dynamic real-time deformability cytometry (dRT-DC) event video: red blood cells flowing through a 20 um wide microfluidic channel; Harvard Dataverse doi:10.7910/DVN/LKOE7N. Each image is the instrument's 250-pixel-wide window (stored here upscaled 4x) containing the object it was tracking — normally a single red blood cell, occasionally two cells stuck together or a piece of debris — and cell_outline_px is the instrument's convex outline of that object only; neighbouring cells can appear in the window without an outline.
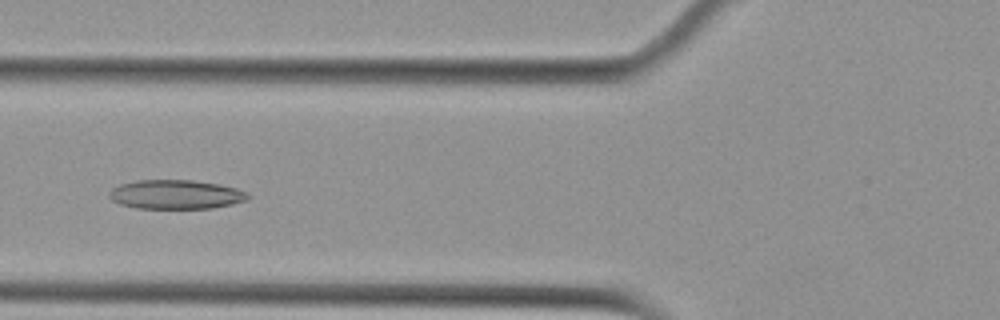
{"species": "Egyptian fruit bat (a non-hibernating species)", "species_latin": "Rousettus aegyptiacus", "temperature_condition": "cold", "stored_images_in_passage": 39, "camera_frame_rate_fps": 3000, "um_per_image_px": 0.085, "animal": {"sex": "female"}, "frame": {"image": 1, "passage_image": 11, "time_ms": 3.333, "image_size_px": [1000, 320], "cell_outline_px": [[252, 196], [248, 200], [232, 204], [212, 208], [136, 208], [120, 204], [112, 200], [108, 196], [108, 192], [112, 188], [120, 184], [136, 180], [192, 180], [216, 184], [236, 188], [248, 192]], "centroid_in_image_um": [14.95, 16.53], "position_along_channel_um": 110.9, "area_um2": 23.64}}
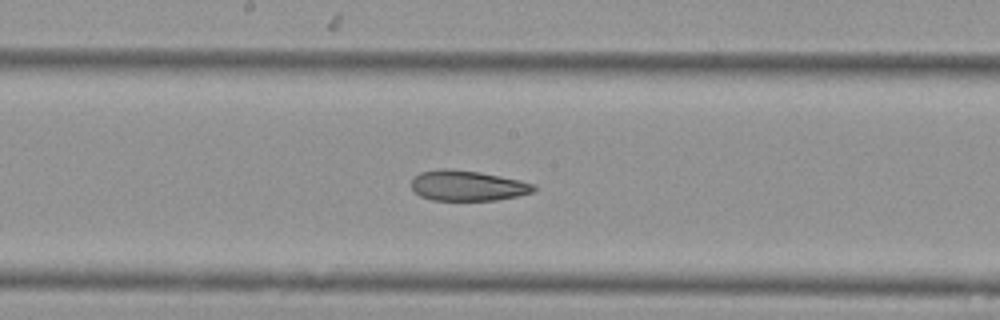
{"frame": {"image": 2, "passage_image": 19, "time_ms": 6.0, "image_size_px": [1000, 320], "cell_outline_px": [[536, 188], [532, 192], [516, 196], [496, 200], [432, 200], [420, 196], [412, 188], [412, 180], [420, 172], [440, 168], [448, 168], [480, 172], [520, 180], [536, 184]], "centroid_in_image_um": [39.74, 15.77], "position_along_channel_um": 208.5, "area_um2": 21.62}}
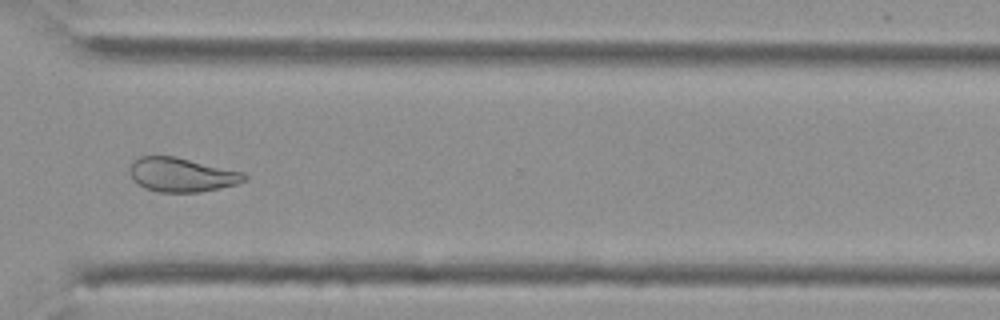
{"frame": {"image": 3, "passage_image": 31, "time_ms": 10.0, "image_size_px": [1000, 320], "cell_outline_px": [[248, 180], [236, 184], [220, 188], [200, 192], [160, 192], [144, 188], [132, 180], [132, 160], [140, 156], [176, 156], [244, 172], [248, 176]], "centroid_in_image_um": [15.48, 14.85], "position_along_channel_um": 355.1, "area_um2": 22.83}, "authors_computed_cell_mechanics": {"area_um2": 23.5246, "velocity_mm_per_s": 3.6634, "shape_relaxation_time_tau1_ms": null, "shape_relaxation_time_tau2_ms": 4.4993, "deformation_change_tau1": null, "deformation_change_tau2": 0.1234}}